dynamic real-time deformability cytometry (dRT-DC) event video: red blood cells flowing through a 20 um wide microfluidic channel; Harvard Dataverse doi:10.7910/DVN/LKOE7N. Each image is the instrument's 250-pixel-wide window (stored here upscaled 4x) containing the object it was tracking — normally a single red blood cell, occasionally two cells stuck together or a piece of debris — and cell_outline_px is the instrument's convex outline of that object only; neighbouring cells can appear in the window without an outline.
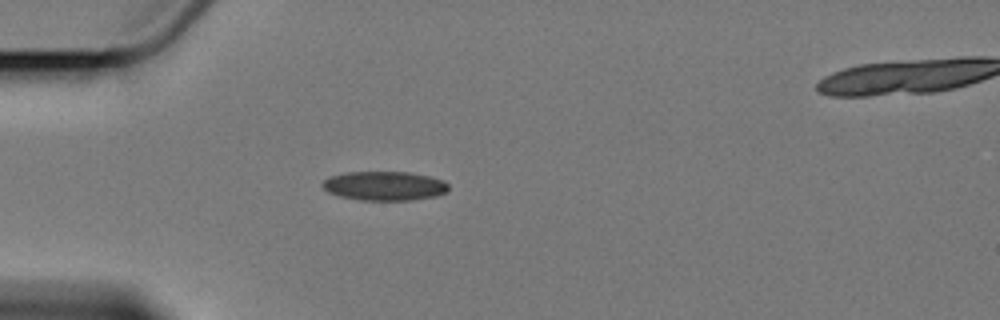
{"species": "Egyptian fruit bat (a non-hibernating species)", "species_latin": "Rousettus aegyptiacus", "temperature_condition": "cold", "stored_images_in_passage": 5, "camera_frame_rate_fps": 3000, "um_per_image_px": 0.085, "animal": {"sex": "female"}, "frame": {"image": 1, "passage_image": 5, "time_ms": 5.333, "image_size_px": [1000, 320], "cell_outline_px": [[448, 192], [436, 196], [412, 200], [360, 200], [340, 196], [328, 192], [320, 184], [328, 176], [348, 172], [408, 172], [428, 176], [444, 180], [448, 184]], "centroid_in_image_um": [32.68, 15.8], "position_along_channel_um": 52.3, "area_um2": 21.5}}